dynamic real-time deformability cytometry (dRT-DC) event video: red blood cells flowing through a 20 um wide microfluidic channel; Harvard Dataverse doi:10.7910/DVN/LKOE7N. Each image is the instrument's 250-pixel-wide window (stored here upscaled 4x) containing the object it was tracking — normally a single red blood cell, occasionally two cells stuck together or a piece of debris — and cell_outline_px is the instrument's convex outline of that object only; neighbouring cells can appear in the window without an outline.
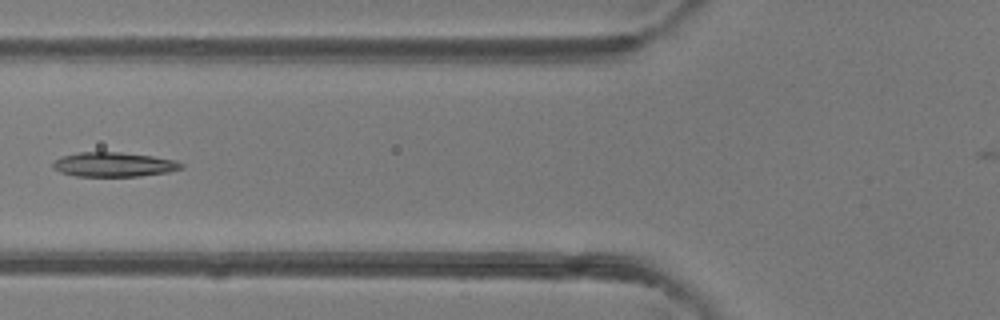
{"species": "common noctule bat (a hibernating species)", "species_latin": "Nyctalus noctula", "temperature_condition": "room temperature", "stored_images_in_passage": 6, "camera_frame_rate_fps": 3000, "um_per_image_px": 0.085, "animal": {"sex": "female"}, "frame": {"image": 1, "passage_image": 5, "time_ms": 1.333, "image_size_px": [1000, 320], "cell_outline_px": [[184, 168], [168, 172], [140, 176], [76, 176], [60, 172], [52, 168], [52, 160], [60, 156], [80, 152], [120, 152], [152, 156], [176, 160], [184, 164]], "centroid_in_image_um": [9.65, 13.98], "position_along_channel_um": 116.2, "area_um2": 18.5}}
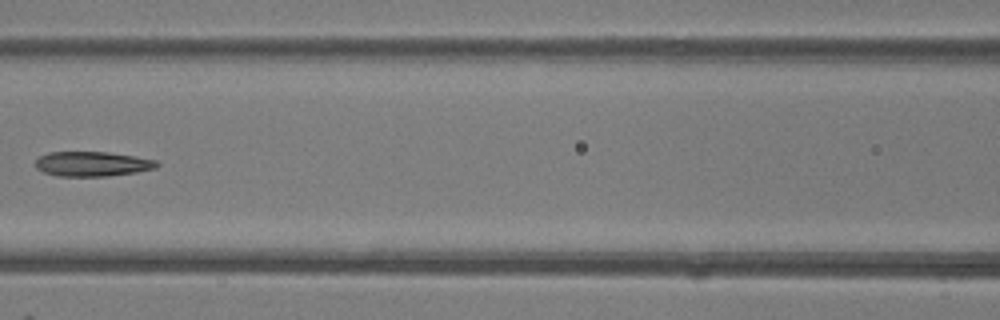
{"frame": {"image": 2, "passage_image": 6, "time_ms": 1.667, "image_size_px": [1000, 320], "cell_outline_px": [[160, 164], [156, 168], [136, 172], [108, 176], [56, 176], [44, 172], [36, 168], [36, 160], [40, 156], [48, 152], [108, 152], [136, 156], [156, 160]], "centroid_in_image_um": [7.86, 13.93], "position_along_channel_um": 158.7, "area_um2": 17.57}}